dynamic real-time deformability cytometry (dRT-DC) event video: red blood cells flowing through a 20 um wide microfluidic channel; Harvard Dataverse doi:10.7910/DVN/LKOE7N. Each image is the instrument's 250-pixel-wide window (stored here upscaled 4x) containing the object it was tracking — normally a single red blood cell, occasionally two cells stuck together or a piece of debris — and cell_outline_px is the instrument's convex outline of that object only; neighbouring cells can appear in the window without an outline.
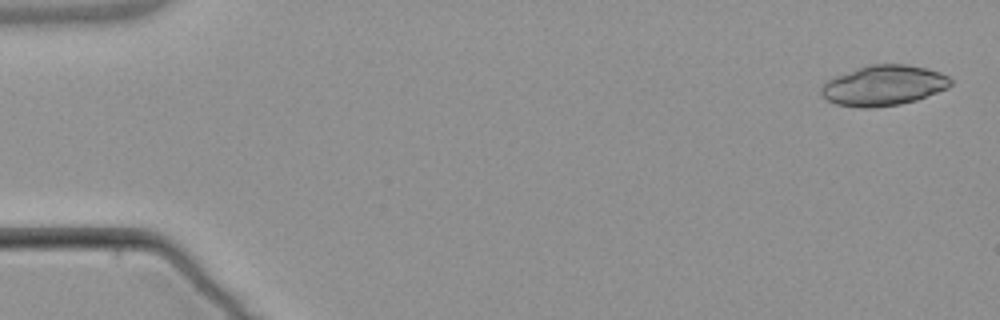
{"species": "common noctule bat (a hibernating species)", "species_latin": "Nyctalus noctula", "temperature_condition": "warm", "stored_images_in_passage": 4, "camera_frame_rate_fps": 3000, "um_per_image_px": 0.085, "animal": {"sex": "male", "body_mass_g": 21.5, "forearm_length_mm": 52.0}, "frame": {"image": 1, "passage_image": 1, "time_ms": 0.0, "image_size_px": [1000, 320], "cell_outline_px": [[952, 84], [948, 88], [916, 100], [900, 104], [872, 108], [860, 108], [836, 104], [820, 96], [820, 88], [824, 80], [832, 76], [856, 68], [872, 64], [908, 64], [940, 72], [948, 76], [952, 80]], "centroid_in_image_um": [75.05, 7.26], "position_along_channel_um": 9.9, "area_um2": 30.81}}
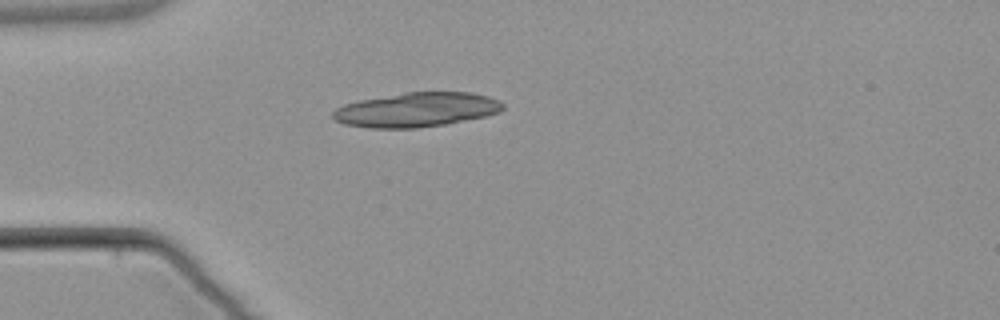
{"frame": {"image": 2, "passage_image": 4, "time_ms": 4.333, "image_size_px": [1000, 320], "cell_outline_px": [[504, 108], [500, 112], [484, 116], [448, 124], [416, 128], [368, 128], [344, 124], [336, 120], [332, 116], [332, 112], [336, 108], [344, 104], [360, 100], [404, 92], [472, 92], [488, 96], [504, 104]], "centroid_in_image_um": [35.4, 9.33], "position_along_channel_um": 49.6, "area_um2": 34.16}}